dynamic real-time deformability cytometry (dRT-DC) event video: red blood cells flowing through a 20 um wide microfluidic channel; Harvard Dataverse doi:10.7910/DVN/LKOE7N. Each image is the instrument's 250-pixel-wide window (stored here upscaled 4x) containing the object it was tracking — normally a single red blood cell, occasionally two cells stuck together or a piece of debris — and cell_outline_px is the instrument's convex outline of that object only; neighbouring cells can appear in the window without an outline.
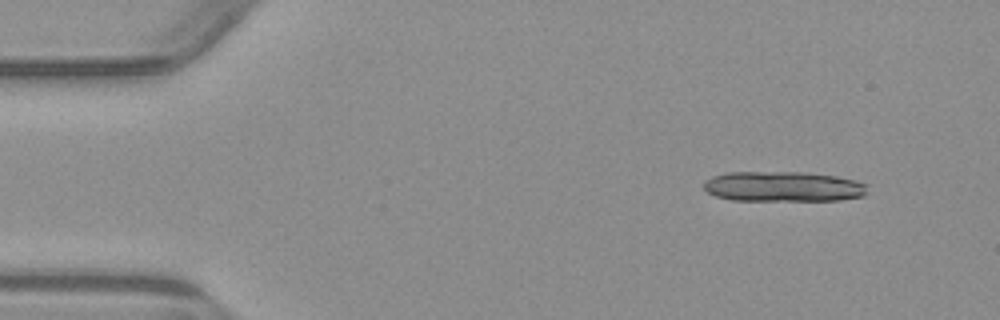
{"species": "common noctule bat (a hibernating species)", "species_latin": "Nyctalus noctula", "temperature_condition": "warm", "stored_images_in_passage": 5, "camera_frame_rate_fps": 3000, "um_per_image_px": 0.085, "animal": {"sex": "male", "body_mass_g": 23.1, "forearm_length_mm": 52.7}, "frame": {"image": 1, "passage_image": 1, "time_ms": 0.0, "image_size_px": [1000, 320], "cell_outline_px": [[868, 192], [864, 196], [840, 200], [732, 200], [716, 196], [708, 192], [704, 188], [704, 180], [712, 176], [728, 172], [808, 172], [836, 176], [856, 180], [868, 184]], "centroid_in_image_um": [66.61, 15.85], "position_along_channel_um": 18.4, "area_um2": 29.07}}